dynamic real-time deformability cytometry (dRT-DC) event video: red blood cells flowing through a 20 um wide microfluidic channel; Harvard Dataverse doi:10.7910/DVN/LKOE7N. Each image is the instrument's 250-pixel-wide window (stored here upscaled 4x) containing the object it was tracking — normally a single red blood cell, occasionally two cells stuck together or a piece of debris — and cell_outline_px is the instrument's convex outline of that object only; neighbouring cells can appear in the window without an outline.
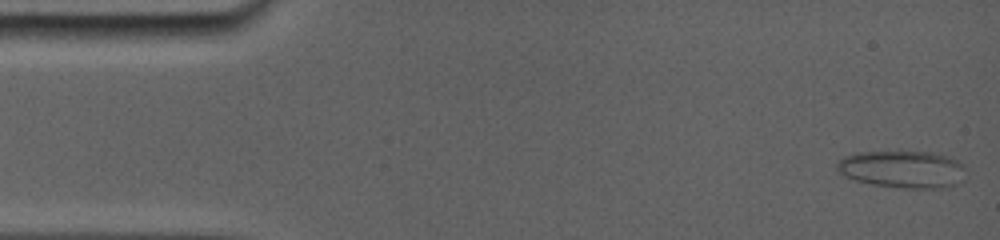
{"species": "common noctule bat (a hibernating species)", "species_latin": "Nyctalus noctula", "temperature_condition": "room temperature", "stored_images_in_passage": 44, "camera_frame_rate_fps": 5000, "um_per_image_px": 0.085, "animal": {"sex": "female", "body_mass_g": 19.0, "forearm_length_mm": 56.7}, "frame": {"image": 1, "passage_image": 1, "time_ms": 0.0, "image_size_px": [1000, 240], "cell_outline_px": [[948, 184], [920, 188], [912, 188], [876, 184], [860, 180], [848, 176], [840, 168], [840, 164], [844, 160], [852, 156], [928, 156], [948, 160]], "centroid_in_image_um": [76.34, 14.49], "position_along_channel_um": 8.7, "area_um2": 20.98}}
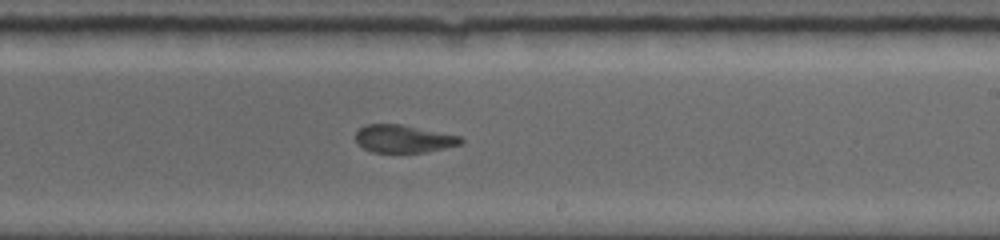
{"frame": {"image": 2, "passage_image": 20, "time_ms": 9.4, "image_size_px": [1000, 240], "cell_outline_px": [[464, 144], [424, 152], [372, 152], [364, 148], [356, 140], [356, 132], [360, 128], [368, 124], [400, 124], [460, 136], [464, 140]], "centroid_in_image_um": [34.33, 11.8], "position_along_channel_um": 254.7, "area_um2": 16.82}}
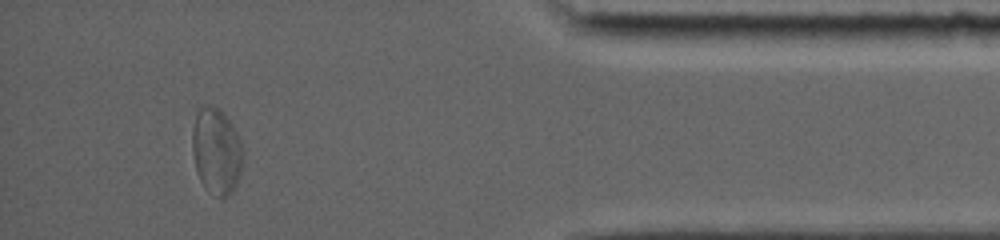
{"frame": {"image": 3, "passage_image": 38, "time_ms": 14.4, "image_size_px": [1000, 240], "cell_outline_px": [[244, 164], [240, 176], [232, 192], [228, 196], [220, 200], [204, 188], [200, 180], [196, 168], [192, 152], [192, 132], [196, 112], [200, 108], [208, 104], [224, 112], [232, 124], [236, 132], [240, 144], [244, 160]], "centroid_in_image_um": [18.4, 12.89], "position_along_channel_um": 416.8, "area_um2": 25.78}, "authors_computed_cell_mechanics": {"area_um2": 18.2937, "velocity_mm_per_s": 3.8556, "shape_relaxation_time_tau1_ms": null, "shape_relaxation_time_tau2_ms": 1.784, "deformation_change_tau1": null, "deformation_change_tau2": 0.076}}